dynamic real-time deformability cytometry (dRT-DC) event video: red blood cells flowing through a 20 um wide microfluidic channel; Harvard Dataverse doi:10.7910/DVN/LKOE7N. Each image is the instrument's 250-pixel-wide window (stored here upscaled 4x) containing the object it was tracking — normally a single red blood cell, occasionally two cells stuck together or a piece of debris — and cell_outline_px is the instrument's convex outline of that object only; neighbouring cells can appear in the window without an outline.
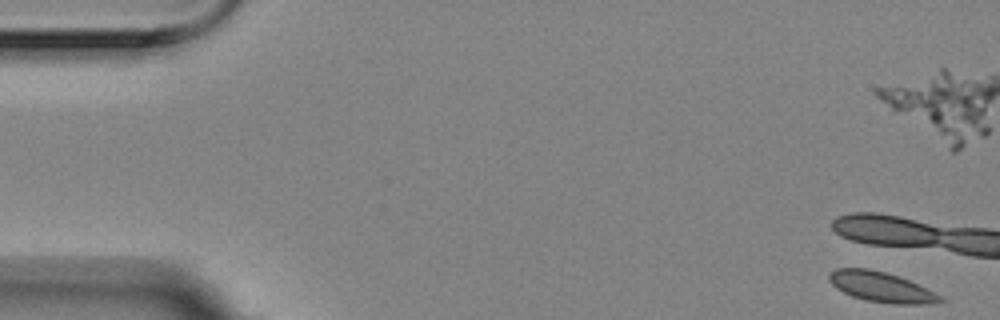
{"species": "Egyptian fruit bat (a non-hibernating species)", "species_latin": "Rousettus aegyptiacus", "temperature_condition": "room temperature", "stored_images_in_passage": 5, "camera_frame_rate_fps": 3000, "um_per_image_px": 0.085, "animal": {"sex": "female"}, "frame": {"image": 1, "passage_image": 1, "time_ms": 0.0, "image_size_px": [1000, 320], "cell_outline_px": [[948, 300], [924, 304], [892, 304], [864, 300], [852, 296], [836, 288], [828, 280], [828, 272], [836, 268], [868, 268], [884, 272], [908, 280]], "centroid_in_image_um": [74.83, 24.39], "position_along_channel_um": 10.2, "area_um2": 19.31}}